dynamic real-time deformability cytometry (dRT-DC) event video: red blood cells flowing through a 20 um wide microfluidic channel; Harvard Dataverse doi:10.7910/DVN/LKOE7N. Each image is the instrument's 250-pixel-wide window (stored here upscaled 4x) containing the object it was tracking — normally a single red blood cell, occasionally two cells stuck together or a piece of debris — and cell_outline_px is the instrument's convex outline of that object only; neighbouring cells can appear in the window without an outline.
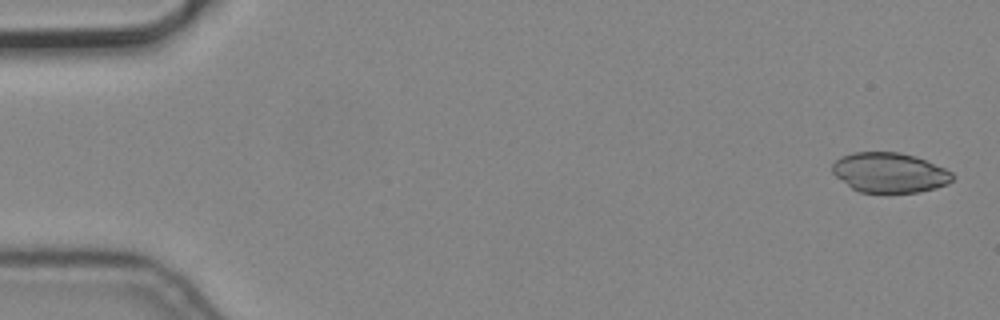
{"species": "common noctule bat (a hibernating species)", "species_latin": "Nyctalus noctula", "temperature_condition": "cold", "stored_images_in_passage": 5, "camera_frame_rate_fps": 3000, "um_per_image_px": 0.085, "animal": {"sex": "male", "body_mass_g": 19.2, "forearm_length_mm": 51.8}, "frame": {"image": 1, "passage_image": 1, "time_ms": 0.0, "image_size_px": [1000, 320], "cell_outline_px": [[956, 176], [948, 184], [936, 188], [920, 192], [860, 192], [852, 188], [836, 176], [832, 172], [832, 164], [840, 156], [852, 152], [900, 152], [916, 156], [944, 168], [952, 172]], "centroid_in_image_um": [75.63, 14.66], "position_along_channel_um": 9.4, "area_um2": 28.03}}
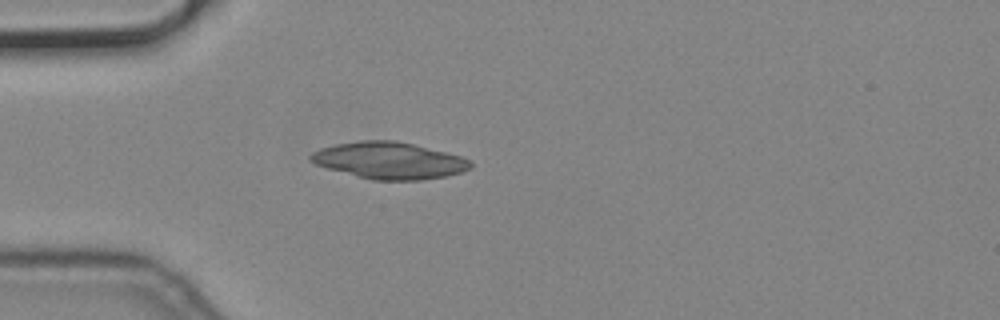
{"frame": {"image": 2, "passage_image": 5, "time_ms": 1.333, "image_size_px": [1000, 320], "cell_outline_px": [[472, 168], [448, 176], [420, 180], [372, 180], [328, 168], [316, 164], [308, 160], [308, 156], [312, 152], [320, 148], [336, 144], [360, 140], [396, 140], [460, 156], [468, 160], [472, 164]], "centroid_in_image_um": [33.05, 13.64], "position_along_channel_um": 51.9, "area_um2": 34.04}}